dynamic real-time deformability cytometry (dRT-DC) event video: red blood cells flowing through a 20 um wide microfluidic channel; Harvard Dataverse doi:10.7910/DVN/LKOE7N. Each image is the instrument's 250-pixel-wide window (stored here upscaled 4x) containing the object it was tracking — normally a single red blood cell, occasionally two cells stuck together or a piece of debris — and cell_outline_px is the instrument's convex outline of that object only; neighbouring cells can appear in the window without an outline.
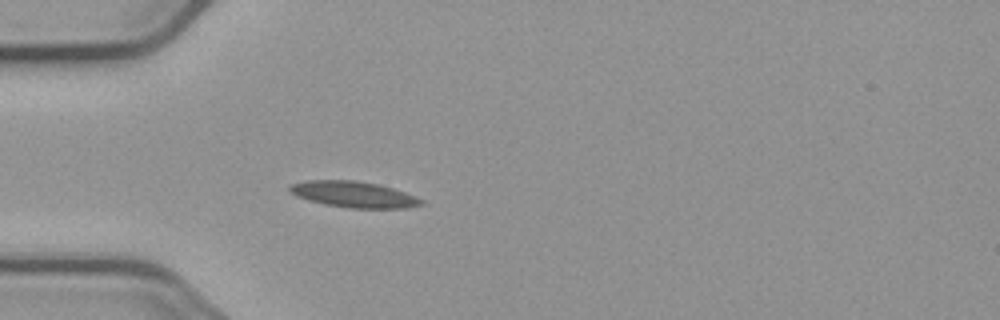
{"species": "common noctule bat (a hibernating species)", "species_latin": "Nyctalus noctula", "temperature_condition": "cold", "stored_images_in_passage": 1, "camera_frame_rate_fps": 3000, "um_per_image_px": 0.085, "animal": {"sex": "male", "body_mass_g": 23.1, "forearm_length_mm": 52.7}, "frame": {"image": 1, "passage_image": 1, "time_ms": 0.0, "image_size_px": [1000, 320], "cell_outline_px": [[424, 204], [408, 208], [348, 208], [324, 204], [308, 200], [296, 196], [288, 188], [288, 184], [308, 180], [352, 180], [376, 184], [392, 188], [416, 196], [424, 200]], "centroid_in_image_um": [30.06, 16.53], "position_along_channel_um": 54.9, "area_um2": 20.0}}